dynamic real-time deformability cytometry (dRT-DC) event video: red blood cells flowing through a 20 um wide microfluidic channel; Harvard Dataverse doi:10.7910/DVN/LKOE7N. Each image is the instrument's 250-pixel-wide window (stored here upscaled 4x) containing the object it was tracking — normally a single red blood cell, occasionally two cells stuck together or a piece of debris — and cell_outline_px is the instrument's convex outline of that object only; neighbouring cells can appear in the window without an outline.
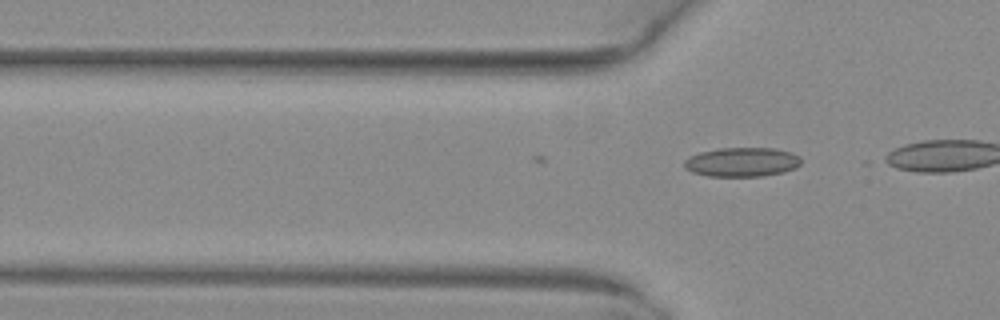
{"species": "common noctule bat (a hibernating species)", "species_latin": "Nyctalus noctula", "temperature_condition": "warm", "stored_images_in_passage": 2, "camera_frame_rate_fps": 3000, "um_per_image_px": 0.085, "animal": {"sex": "female", "body_mass_g": 29.2, "forearm_length_mm": 56.3}, "frame": {"image": 1, "passage_image": 2, "time_ms": 0.333, "image_size_px": [1000, 320], "cell_outline_px": [[800, 164], [796, 168], [784, 172], [760, 176], [708, 176], [692, 172], [684, 168], [684, 160], [700, 152], [720, 148], [772, 148], [792, 152], [800, 156]], "centroid_in_image_um": [63.08, 13.77], "position_along_channel_um": 62.7, "area_um2": 19.88}}